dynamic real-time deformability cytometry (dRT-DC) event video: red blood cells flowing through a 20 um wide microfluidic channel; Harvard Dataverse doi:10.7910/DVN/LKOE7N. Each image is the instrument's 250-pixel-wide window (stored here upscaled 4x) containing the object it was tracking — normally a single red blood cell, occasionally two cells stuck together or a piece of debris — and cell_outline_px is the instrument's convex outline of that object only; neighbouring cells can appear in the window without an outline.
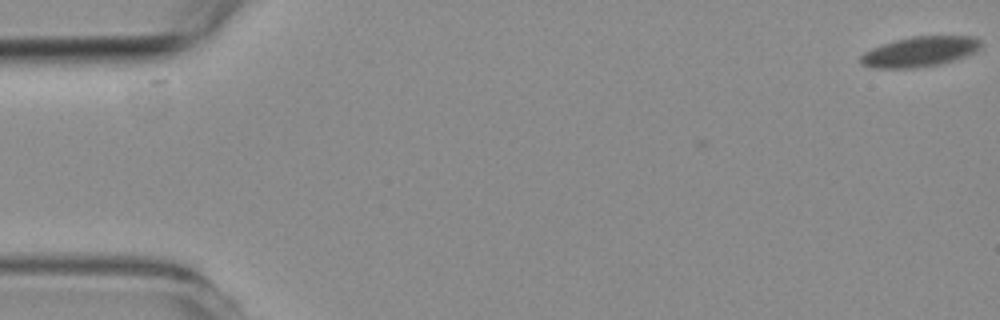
{"species": "common noctule bat (a hibernating species)", "species_latin": "Nyctalus noctula", "temperature_condition": "room temperature", "stored_images_in_passage": 7, "camera_frame_rate_fps": 3000, "um_per_image_px": 0.085, "animal": {"sex": "female", "body_mass_g": 19.3, "forearm_length_mm": 54.1}, "frame": {"image": 1, "passage_image": 1, "time_ms": 0.0, "image_size_px": [1000, 320], "cell_outline_px": [[980, 48], [976, 52], [940, 64], [916, 68], [872, 68], [860, 64], [860, 56], [864, 52], [872, 48], [896, 40], [912, 36], [972, 36], [980, 40]], "centroid_in_image_um": [78.16, 4.4], "position_along_channel_um": 6.8, "area_um2": 21.04}}
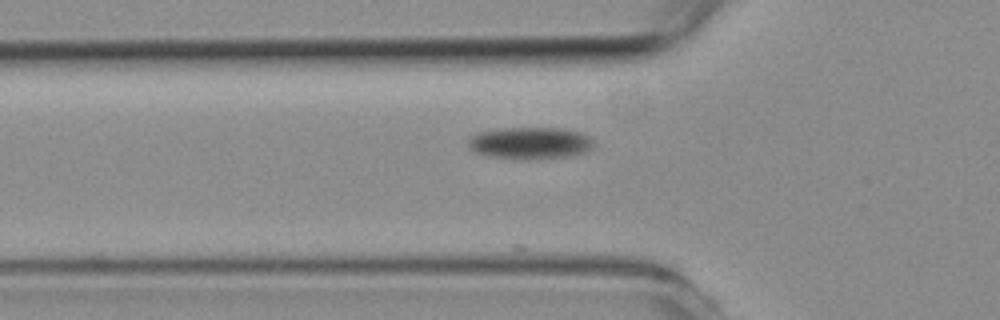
{"frame": {"image": 2, "passage_image": 7, "time_ms": 7.0, "image_size_px": [1000, 320], "cell_outline_px": [[592, 148], [584, 152], [572, 156], [536, 160], [516, 160], [484, 156], [468, 148], [468, 140], [476, 132], [500, 128], [564, 128], [584, 132], [592, 140]], "centroid_in_image_um": [45.03, 12.18], "position_along_channel_um": 80.8, "area_um2": 24.1}}